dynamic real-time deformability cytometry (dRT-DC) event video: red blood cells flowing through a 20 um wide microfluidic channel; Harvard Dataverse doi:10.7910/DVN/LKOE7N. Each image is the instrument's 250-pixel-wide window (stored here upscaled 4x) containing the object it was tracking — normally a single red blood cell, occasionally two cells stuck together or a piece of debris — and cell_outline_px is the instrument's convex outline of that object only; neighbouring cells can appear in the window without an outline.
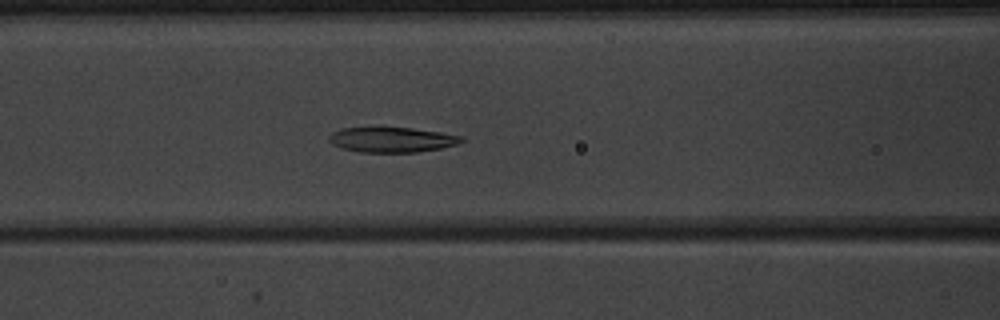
{"species": "common noctule bat (a hibernating species)", "species_latin": "Nyctalus noctula", "temperature_condition": "warm", "stored_images_in_passage": 52, "segment_of_instrument_passage": [1, 2], "camera_frame_rate_fps": 3000, "um_per_image_px": 0.085, "animal": {"sex": "male", "body_mass_g": 20.1, "forearm_length_mm": 53.5}, "frame": {"image": 1, "passage_image": 22, "time_ms": 7.0, "image_size_px": [1000, 320], "cell_outline_px": [[464, 140], [456, 144], [440, 148], [416, 152], [360, 152], [344, 148], [332, 144], [328, 140], [328, 136], [332, 132], [340, 128], [412, 128], [440, 132], [464, 136]], "centroid_in_image_um": [33.3, 11.87], "position_along_channel_um": 133.3, "area_um2": 19.19}}
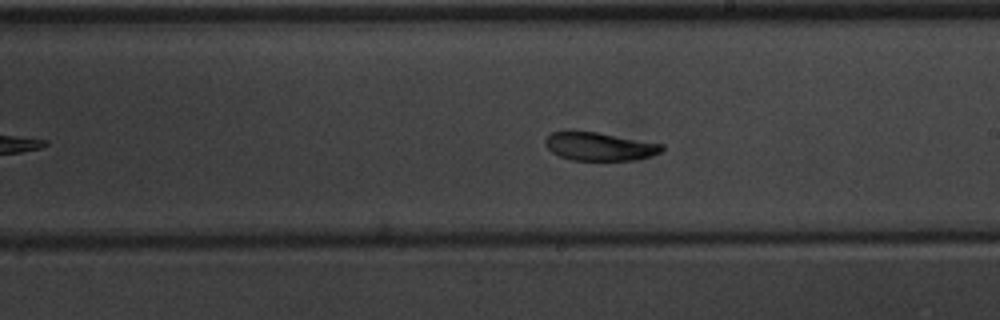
{"frame": {"image": 2, "passage_image": 30, "time_ms": 9.667, "image_size_px": [1000, 320], "cell_outline_px": [[664, 152], [652, 156], [636, 160], [572, 160], [560, 156], [552, 152], [544, 144], [544, 140], [552, 132], [568, 128], [596, 132], [664, 144]], "centroid_in_image_um": [50.94, 12.42], "position_along_channel_um": 238.1, "area_um2": 19.77}}
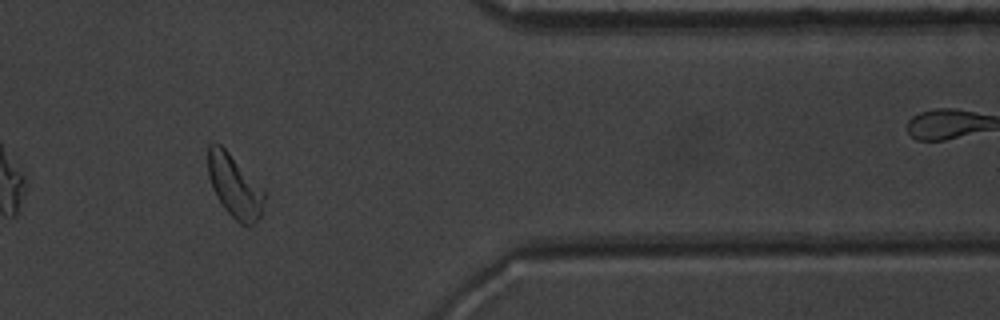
{"frame": {"image": 3, "passage_image": 43, "time_ms": 14.0, "image_size_px": [1000, 320], "cell_outline_px": [[268, 196], [260, 216], [248, 228], [240, 224], [224, 208], [216, 196], [212, 188], [208, 176], [208, 144], [220, 144], [268, 192]], "centroid_in_image_um": [19.99, 15.86], "position_along_channel_um": 391.4, "area_um2": 20.92}}